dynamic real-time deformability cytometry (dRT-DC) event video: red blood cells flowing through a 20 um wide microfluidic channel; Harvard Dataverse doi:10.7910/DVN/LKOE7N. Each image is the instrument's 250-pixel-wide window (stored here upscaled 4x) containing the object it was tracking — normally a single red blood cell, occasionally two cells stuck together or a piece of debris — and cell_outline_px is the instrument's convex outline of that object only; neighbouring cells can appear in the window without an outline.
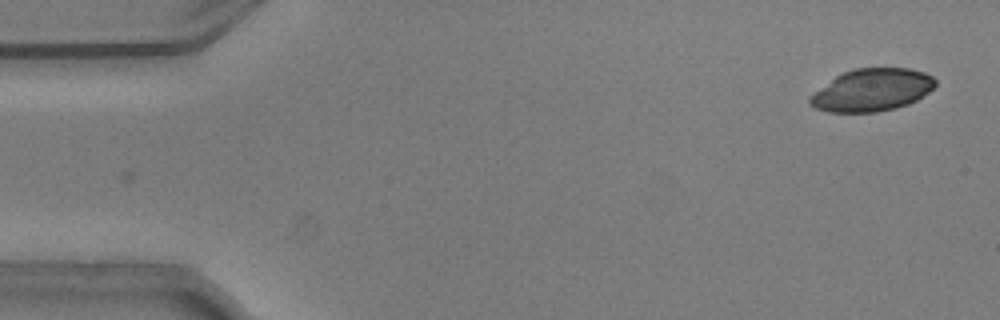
{"species": "common noctule bat (a hibernating species)", "species_latin": "Nyctalus noctula", "temperature_condition": "warm", "stored_images_in_passage": 52, "camera_frame_rate_fps": 3000, "um_per_image_px": 0.085, "animal": {"sex": "male", "body_mass_g": 20.5, "forearm_length_mm": 52.5}, "frame": {"image": 1, "passage_image": 1, "time_ms": 0.0, "image_size_px": [1000, 320], "cell_outline_px": [[936, 84], [924, 96], [908, 104], [896, 108], [876, 112], [828, 112], [816, 108], [808, 104], [808, 96], [836, 76], [844, 72], [856, 68], [908, 68], [924, 72], [932, 76], [936, 80]], "centroid_in_image_um": [74.1, 7.66], "position_along_channel_um": 10.9, "area_um2": 31.04}}